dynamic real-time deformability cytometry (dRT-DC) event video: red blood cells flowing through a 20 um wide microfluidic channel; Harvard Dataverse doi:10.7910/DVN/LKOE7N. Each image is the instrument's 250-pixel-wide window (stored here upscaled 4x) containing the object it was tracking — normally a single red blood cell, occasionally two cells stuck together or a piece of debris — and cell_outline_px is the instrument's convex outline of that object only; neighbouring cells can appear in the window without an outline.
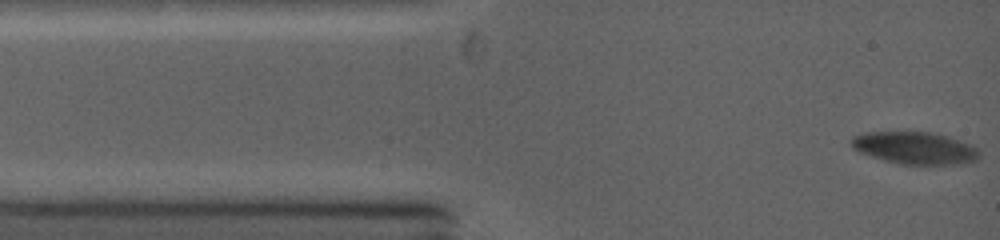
{"species": "common noctule bat (a hibernating species)", "species_latin": "Nyctalus noctula", "temperature_condition": "warm", "stored_images_in_passage": 5, "camera_frame_rate_fps": 5000, "um_per_image_px": 0.085, "animal": {"sex": "female", "body_mass_g": 19.0, "forearm_length_mm": 53.3}, "frame": {"image": 1, "passage_image": 1, "time_ms": 0.0, "image_size_px": [1000, 240], "cell_outline_px": [[980, 156], [976, 160], [960, 164], [900, 164], [884, 160], [860, 152], [852, 148], [852, 136], [864, 132], [932, 132], [948, 136], [972, 144], [980, 152]], "centroid_in_image_um": [77.79, 12.57], "position_along_channel_um": 7.2, "area_um2": 24.04}}
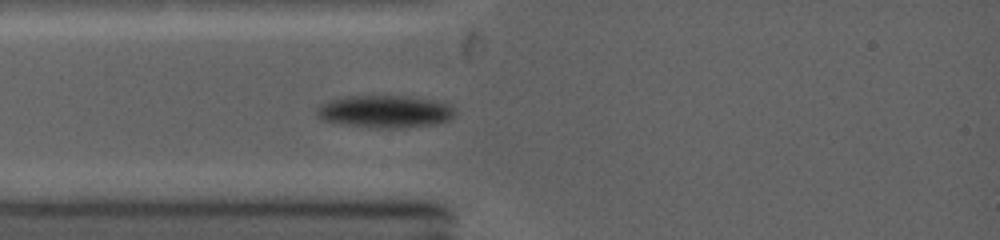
{"frame": {"image": 2, "passage_image": 5, "time_ms": 2.6, "image_size_px": [1000, 240], "cell_outline_px": [[456, 116], [448, 120], [436, 124], [404, 128], [372, 128], [340, 124], [320, 120], [316, 116], [316, 108], [320, 104], [328, 100], [352, 96], [392, 96], [432, 100], [448, 104], [456, 112]], "centroid_in_image_um": [32.66, 9.51], "position_along_channel_um": 52.3, "area_um2": 26.24}}